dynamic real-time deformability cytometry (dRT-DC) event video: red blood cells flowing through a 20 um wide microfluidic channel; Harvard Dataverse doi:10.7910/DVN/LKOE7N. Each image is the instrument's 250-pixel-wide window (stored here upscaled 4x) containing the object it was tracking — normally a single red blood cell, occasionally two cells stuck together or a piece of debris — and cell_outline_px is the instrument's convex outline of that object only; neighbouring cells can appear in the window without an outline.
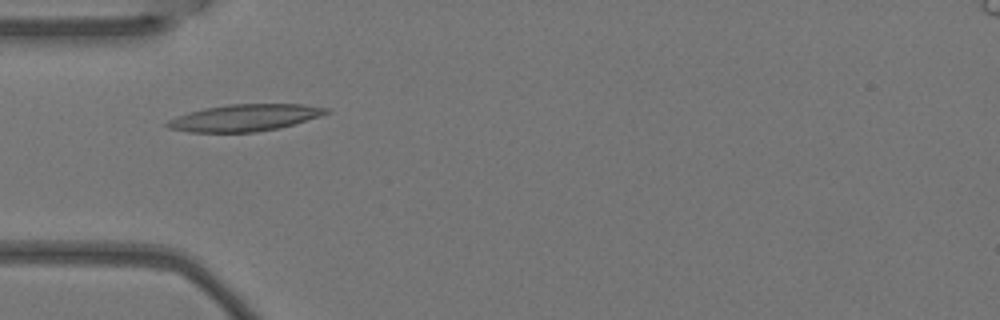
{"species": "Egyptian fruit bat (a non-hibernating species)", "species_latin": "Rousettus aegyptiacus", "temperature_condition": "warm", "stored_images_in_passage": 5, "camera_frame_rate_fps": 3000, "um_per_image_px": 0.085, "animal": {"sex": "female"}, "frame": {"image": 1, "passage_image": 4, "time_ms": 1.0, "image_size_px": [1000, 320], "cell_outline_px": [[332, 112], [280, 128], [256, 132], [188, 132], [168, 128], [164, 124], [168, 120], [176, 116], [188, 112], [204, 108], [228, 104], [304, 104], [332, 108]], "centroid_in_image_um": [20.81, 10.0], "position_along_channel_um": 64.2, "area_um2": 25.03}}
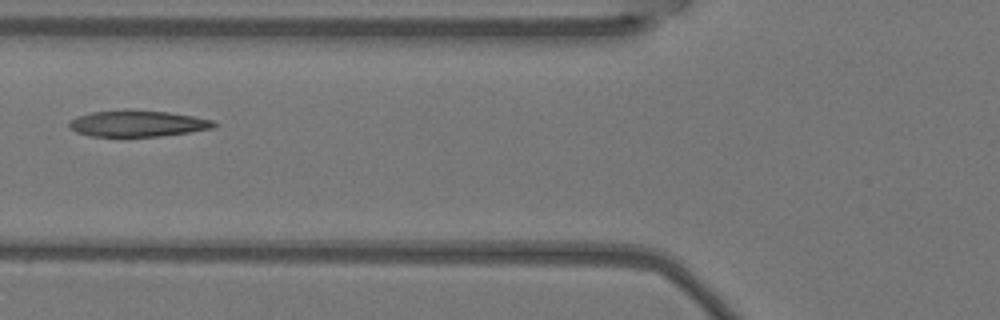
{"frame": {"image": 2, "passage_image": 5, "time_ms": 1.333, "image_size_px": [1000, 320], "cell_outline_px": [[220, 124], [216, 128], [160, 136], [92, 136], [76, 132], [68, 124], [72, 120], [80, 116], [92, 112], [120, 108], [128, 108], [168, 112], [192, 116], [212, 120]], "centroid_in_image_um": [11.74, 10.47], "position_along_channel_um": 114.1, "area_um2": 22.37}}